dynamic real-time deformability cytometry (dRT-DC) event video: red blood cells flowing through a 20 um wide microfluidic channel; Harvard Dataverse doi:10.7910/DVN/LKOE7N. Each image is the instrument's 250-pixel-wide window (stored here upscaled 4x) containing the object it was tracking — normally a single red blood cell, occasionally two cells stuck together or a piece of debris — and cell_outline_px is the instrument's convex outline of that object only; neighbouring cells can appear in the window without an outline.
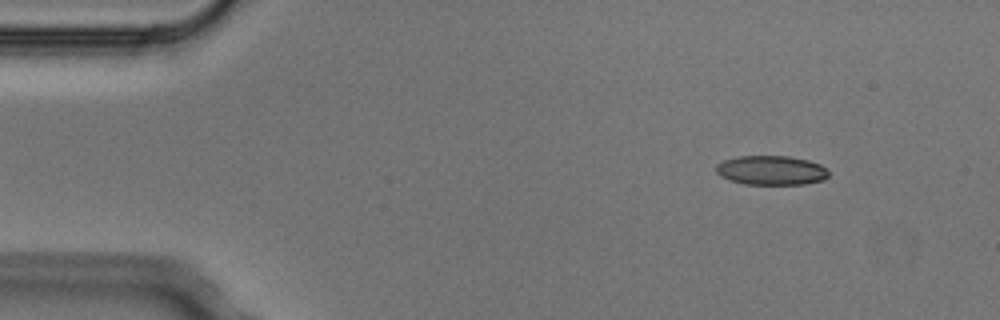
{"species": "Egyptian fruit bat (a non-hibernating species)", "species_latin": "Rousettus aegyptiacus", "temperature_condition": "cold", "stored_images_in_passage": 4, "camera_frame_rate_fps": 3000, "um_per_image_px": 0.085, "animal": {"sex": "male"}, "frame": {"image": 1, "passage_image": 1, "time_ms": 0.0, "image_size_px": [1000, 320], "cell_outline_px": [[828, 176], [824, 180], [804, 184], [744, 184], [720, 176], [716, 172], [716, 164], [724, 160], [736, 156], [788, 156], [808, 160], [820, 164], [828, 168]], "centroid_in_image_um": [65.57, 14.47], "position_along_channel_um": 19.4, "area_um2": 19.31}}
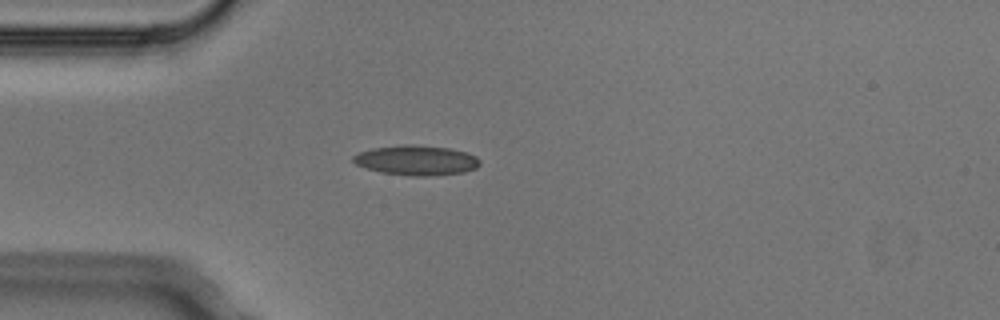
{"frame": {"image": 2, "passage_image": 3, "time_ms": 0.667, "image_size_px": [1000, 320], "cell_outline_px": [[480, 164], [476, 168], [464, 172], [428, 176], [412, 176], [380, 172], [356, 164], [352, 160], [352, 156], [360, 152], [372, 148], [404, 144], [412, 144], [452, 148], [476, 156], [480, 160]], "centroid_in_image_um": [35.4, 13.62], "position_along_channel_um": 49.6, "area_um2": 22.08}}